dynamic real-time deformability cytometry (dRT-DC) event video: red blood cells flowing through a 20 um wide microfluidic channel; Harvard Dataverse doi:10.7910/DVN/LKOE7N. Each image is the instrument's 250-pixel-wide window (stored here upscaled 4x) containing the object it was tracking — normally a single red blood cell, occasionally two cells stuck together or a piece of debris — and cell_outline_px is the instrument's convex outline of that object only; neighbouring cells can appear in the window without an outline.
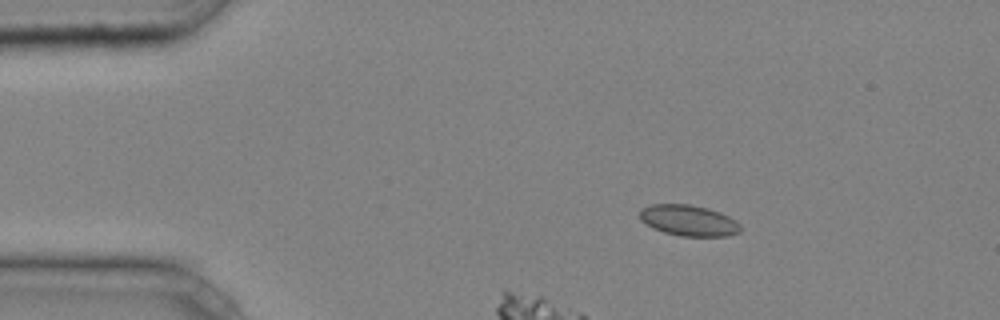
{"species": "common noctule bat (a hibernating species)", "species_latin": "Nyctalus noctula", "temperature_condition": "cold", "stored_images_in_passage": 46, "camera_frame_rate_fps": 3000, "um_per_image_px": 0.085, "animal": {"sex": "male", "body_mass_g": 20.4}, "frame": {"image": 1, "passage_image": 7, "time_ms": 2.0, "image_size_px": [1000, 320], "cell_outline_px": [[740, 232], [728, 236], [680, 236], [664, 232], [652, 228], [640, 220], [640, 208], [652, 204], [688, 204], [708, 208], [720, 212], [736, 220], [740, 224]], "centroid_in_image_um": [58.53, 18.74], "position_along_channel_um": 26.5, "area_um2": 18.26}}